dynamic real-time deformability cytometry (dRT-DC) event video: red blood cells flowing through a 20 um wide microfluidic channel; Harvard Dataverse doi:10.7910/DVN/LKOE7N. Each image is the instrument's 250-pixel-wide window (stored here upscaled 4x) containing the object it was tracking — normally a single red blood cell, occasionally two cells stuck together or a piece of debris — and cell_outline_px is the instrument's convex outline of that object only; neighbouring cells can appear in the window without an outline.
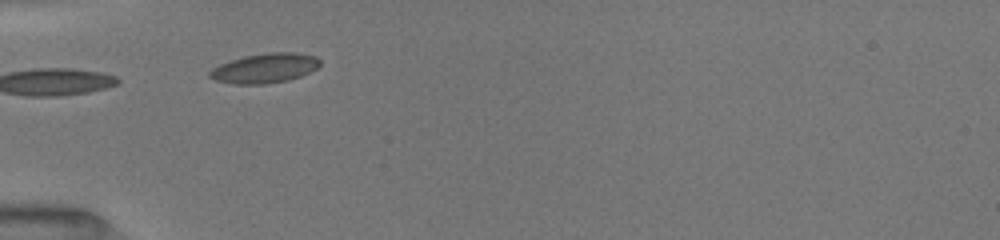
{"species": "common noctule bat (a hibernating species)", "species_latin": "Nyctalus noctula", "temperature_condition": "room temperature", "stored_images_in_passage": 9, "camera_frame_rate_fps": 3000, "um_per_image_px": 0.085, "animal": {"sex": "female", "body_mass_g": 19.5, "forearm_length_mm": 54.1}, "frame": {"image": 1, "passage_image": 6, "time_ms": 2.0, "image_size_px": [1000, 240], "cell_outline_px": [[320, 64], [316, 68], [300, 76], [288, 80], [264, 84], [232, 84], [216, 80], [208, 76], [208, 72], [212, 68], [220, 64], [244, 56], [268, 52], [292, 52], [316, 56], [320, 60]], "centroid_in_image_um": [22.48, 5.79], "position_along_channel_um": 62.5, "area_um2": 18.96}}